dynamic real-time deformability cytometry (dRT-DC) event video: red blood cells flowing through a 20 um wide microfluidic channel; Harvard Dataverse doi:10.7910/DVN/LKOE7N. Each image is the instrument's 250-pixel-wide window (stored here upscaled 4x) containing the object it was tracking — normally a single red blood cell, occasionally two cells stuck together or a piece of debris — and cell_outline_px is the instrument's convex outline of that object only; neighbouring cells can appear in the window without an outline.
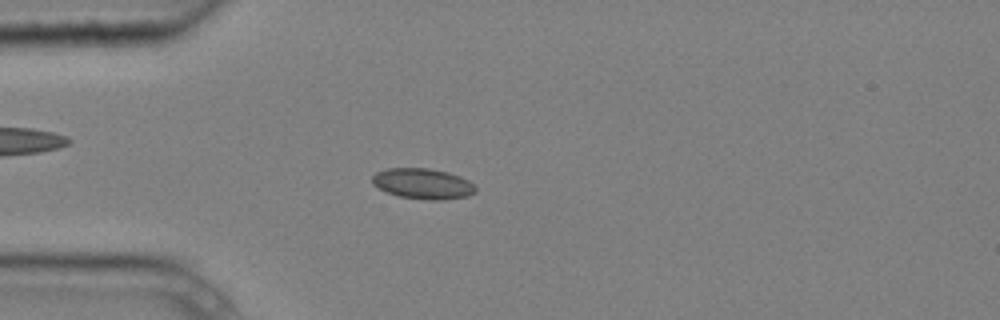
{"species": "common noctule bat (a hibernating species)", "species_latin": "Nyctalus noctula", "temperature_condition": "cold", "stored_images_in_passage": 5, "camera_frame_rate_fps": 3000, "um_per_image_px": 0.085, "animal": {"sex": "male", "body_mass_g": 20.4}, "frame": {"image": 1, "passage_image": 5, "time_ms": 1.333, "image_size_px": [1000, 320], "cell_outline_px": [[476, 192], [468, 196], [444, 200], [428, 200], [400, 196], [388, 192], [372, 184], [372, 176], [376, 172], [388, 168], [428, 168], [448, 172], [460, 176], [468, 180], [476, 188]], "centroid_in_image_um": [35.96, 15.61], "position_along_channel_um": 49.0, "area_um2": 18.38}}